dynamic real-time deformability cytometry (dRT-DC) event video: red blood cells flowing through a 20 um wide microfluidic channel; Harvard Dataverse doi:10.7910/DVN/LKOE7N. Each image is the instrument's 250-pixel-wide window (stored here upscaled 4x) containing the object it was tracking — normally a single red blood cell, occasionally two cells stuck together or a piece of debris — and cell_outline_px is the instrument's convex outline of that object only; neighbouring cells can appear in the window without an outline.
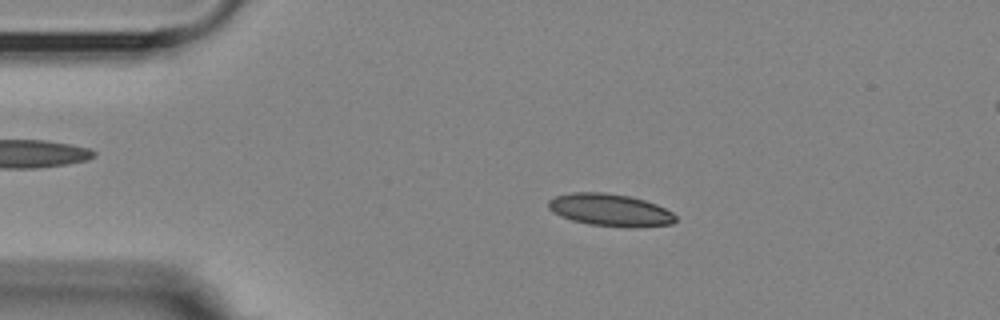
{"species": "Egyptian fruit bat (a non-hibernating species)", "species_latin": "Rousettus aegyptiacus", "temperature_condition": "room temperature", "stored_images_in_passage": 54, "camera_frame_rate_fps": 3000, "um_per_image_px": 0.085, "animal": {"sex": "female"}, "frame": {"image": 1, "passage_image": 10, "time_ms": 3.0, "image_size_px": [1000, 320], "cell_outline_px": [[676, 220], [672, 224], [636, 228], [628, 228], [588, 224], [572, 220], [560, 216], [552, 212], [548, 208], [548, 200], [556, 196], [572, 192], [604, 192], [628, 196], [644, 200], [656, 204], [672, 212], [676, 216]], "centroid_in_image_um": [51.86, 17.86], "position_along_channel_um": 33.1, "area_um2": 24.16}}
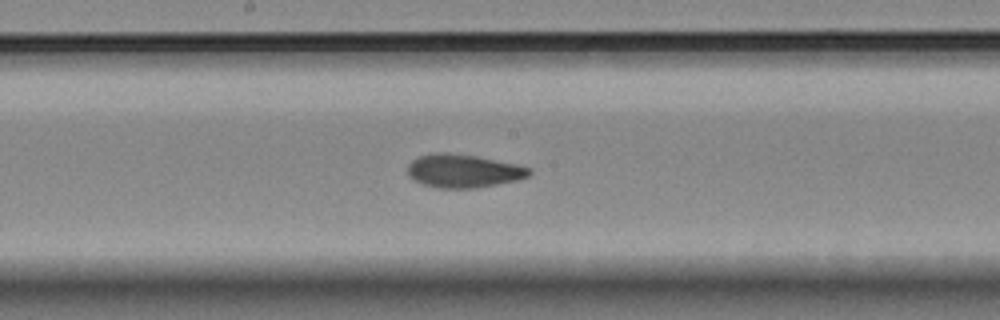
{"frame": {"image": 2, "passage_image": 28, "time_ms": 9.0, "image_size_px": [1000, 320], "cell_outline_px": [[532, 172], [528, 176], [516, 180], [476, 188], [436, 188], [420, 184], [408, 176], [408, 164], [412, 160], [420, 156], [436, 152], [440, 152], [476, 156], [516, 164], [532, 168]], "centroid_in_image_um": [39.36, 14.54], "position_along_channel_um": 208.8, "area_um2": 23.58}}
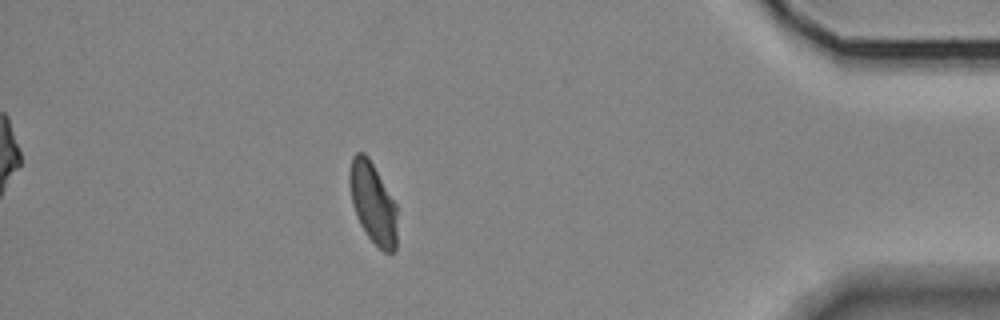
{"frame": {"image": 3, "passage_image": 48, "time_ms": 15.667, "image_size_px": [1000, 320], "cell_outline_px": [[396, 252], [384, 252], [368, 236], [360, 224], [352, 204], [348, 180], [348, 172], [352, 156], [356, 152], [364, 152], [368, 156], [396, 204]], "centroid_in_image_um": [31.67, 17.22], "position_along_channel_um": 403.5, "area_um2": 22.43}, "authors_computed_cell_mechanics": {"area_um2": 23.3223, "velocity_mm_per_s": 3.5774, "shape_relaxation_time_tau1_ms": 11.2569, "shape_relaxation_time_tau2_ms": 2.1363, "deformation_change_tau1": 0.2303, "deformation_change_tau2": 0.0722}}